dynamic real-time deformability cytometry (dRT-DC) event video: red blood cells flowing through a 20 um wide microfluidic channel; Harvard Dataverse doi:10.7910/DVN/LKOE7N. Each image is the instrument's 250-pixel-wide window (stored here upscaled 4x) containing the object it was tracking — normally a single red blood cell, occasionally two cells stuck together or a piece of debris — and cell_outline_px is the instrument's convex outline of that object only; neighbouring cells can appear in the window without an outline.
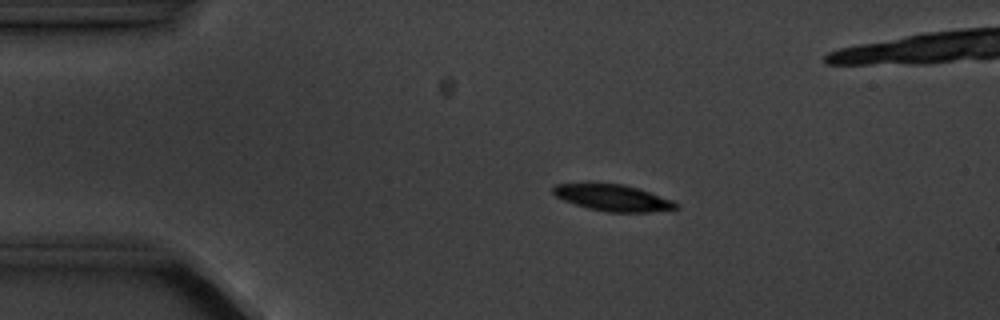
{"species": "common noctule bat (a hibernating species)", "species_latin": "Nyctalus noctula", "temperature_condition": "cold", "stored_images_in_passage": 6, "camera_frame_rate_fps": 3000, "um_per_image_px": 0.085, "animal": {"sex": "male", "body_mass_g": 20.1, "forearm_length_mm": 53.5}, "frame": {"image": 1, "passage_image": 3, "time_ms": 2.333, "image_size_px": [1000, 320], "cell_outline_px": [[680, 208], [648, 212], [612, 212], [588, 208], [564, 200], [556, 196], [552, 192], [552, 188], [556, 184], [624, 184], [672, 200], [680, 204]], "centroid_in_image_um": [52.12, 16.82], "position_along_channel_um": 32.9, "area_um2": 18.5}}